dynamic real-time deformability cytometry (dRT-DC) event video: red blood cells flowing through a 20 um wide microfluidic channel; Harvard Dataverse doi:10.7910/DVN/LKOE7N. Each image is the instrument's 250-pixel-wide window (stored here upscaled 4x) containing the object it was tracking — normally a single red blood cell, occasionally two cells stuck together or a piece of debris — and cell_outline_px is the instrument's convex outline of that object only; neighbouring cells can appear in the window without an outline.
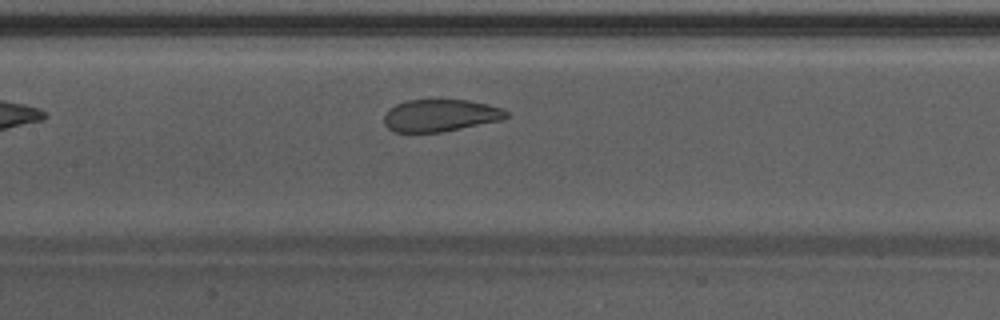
{"species": "Egyptian fruit bat (a non-hibernating species)", "species_latin": "Rousettus aegyptiacus", "temperature_condition": "warm", "stored_images_in_passage": 17, "camera_frame_rate_fps": 3000, "um_per_image_px": 0.085, "animal": {"sex": "male"}, "frame": {"image": 1, "passage_image": 10, "time_ms": 3.0, "image_size_px": [1000, 320], "cell_outline_px": [[508, 116], [500, 120], [440, 132], [392, 132], [384, 124], [384, 112], [388, 108], [396, 104], [408, 100], [468, 100], [504, 108], [508, 112]], "centroid_in_image_um": [37.38, 9.81], "position_along_channel_um": 170.0, "area_um2": 22.89}}